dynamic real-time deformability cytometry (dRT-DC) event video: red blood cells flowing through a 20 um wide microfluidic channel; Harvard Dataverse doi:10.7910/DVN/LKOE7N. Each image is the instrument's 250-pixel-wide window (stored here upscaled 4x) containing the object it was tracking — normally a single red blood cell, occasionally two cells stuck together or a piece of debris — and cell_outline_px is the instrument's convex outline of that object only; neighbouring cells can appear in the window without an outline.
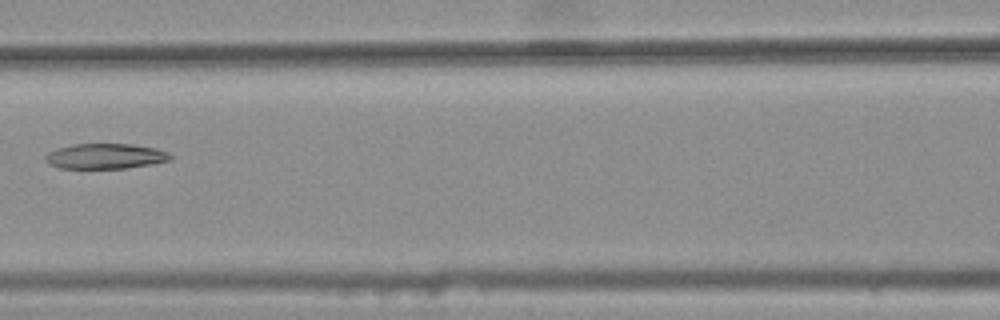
{"species": "common noctule bat (a hibernating species)", "species_latin": "Nyctalus noctula", "temperature_condition": "warm", "stored_images_in_passage": 6, "camera_frame_rate_fps": 3000, "um_per_image_px": 0.085, "animal": {"sex": "female", "body_mass_g": 25.1}, "frame": {"image": 1, "passage_image": 5, "time_ms": 1.333, "image_size_px": [1000, 320], "cell_outline_px": [[172, 160], [152, 164], [124, 168], [56, 168], [48, 164], [44, 160], [44, 156], [48, 152], [56, 148], [72, 144], [132, 144], [156, 148], [168, 152], [172, 156]], "centroid_in_image_um": [8.92, 13.27], "position_along_channel_um": 157.7, "area_um2": 18.61}}
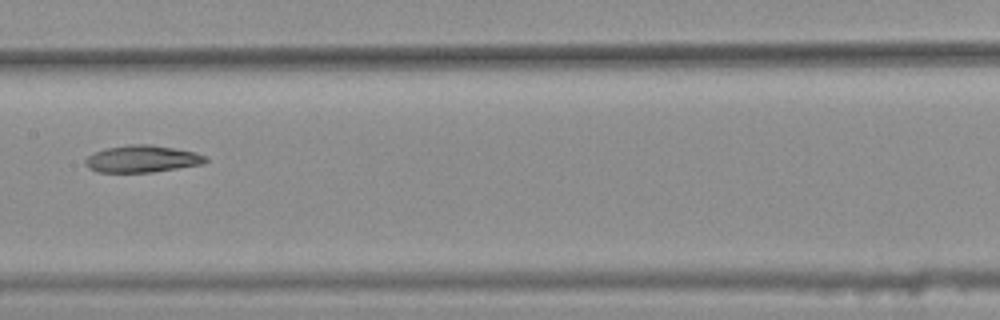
{"frame": {"image": 2, "passage_image": 6, "time_ms": 1.667, "image_size_px": [1000, 320], "cell_outline_px": [[208, 160], [204, 164], [152, 172], [96, 172], [88, 168], [84, 164], [84, 160], [88, 156], [104, 148], [132, 144], [152, 144], [196, 152], [204, 156]], "centroid_in_image_um": [12.06, 13.5], "position_along_channel_um": 195.3, "area_um2": 19.02}}